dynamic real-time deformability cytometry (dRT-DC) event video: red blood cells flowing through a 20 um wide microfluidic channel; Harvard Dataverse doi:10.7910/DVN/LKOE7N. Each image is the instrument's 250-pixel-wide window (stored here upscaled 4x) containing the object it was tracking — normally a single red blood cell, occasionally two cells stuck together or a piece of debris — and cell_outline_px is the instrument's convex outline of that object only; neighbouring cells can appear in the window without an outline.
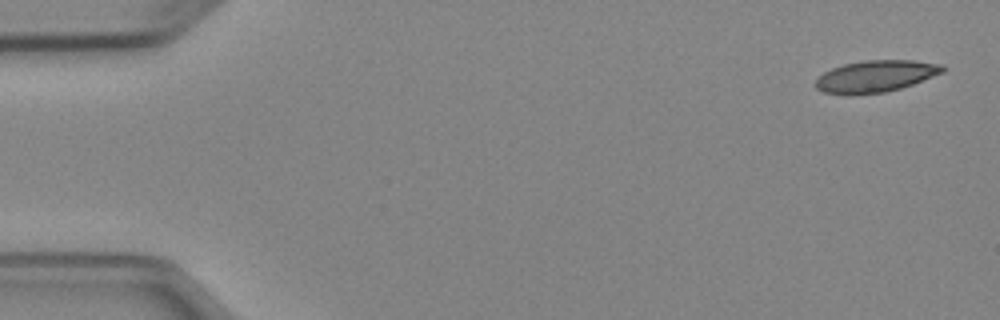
{"species": "Egyptian fruit bat (a non-hibernating species)", "species_latin": "Rousettus aegyptiacus", "temperature_condition": "cold", "stored_images_in_passage": 8, "camera_frame_rate_fps": 3000, "um_per_image_px": 0.085, "animal": {"sex": "female"}, "frame": {"image": 1, "passage_image": 1, "time_ms": 0.0, "image_size_px": [1000, 320], "cell_outline_px": [[948, 68], [944, 72], [912, 84], [900, 88], [884, 92], [824, 92], [816, 88], [812, 84], [824, 72], [832, 68], [844, 64], [864, 60], [912, 60], [944, 64]], "centroid_in_image_um": [74.5, 6.43], "position_along_channel_um": 10.5, "area_um2": 22.95}}
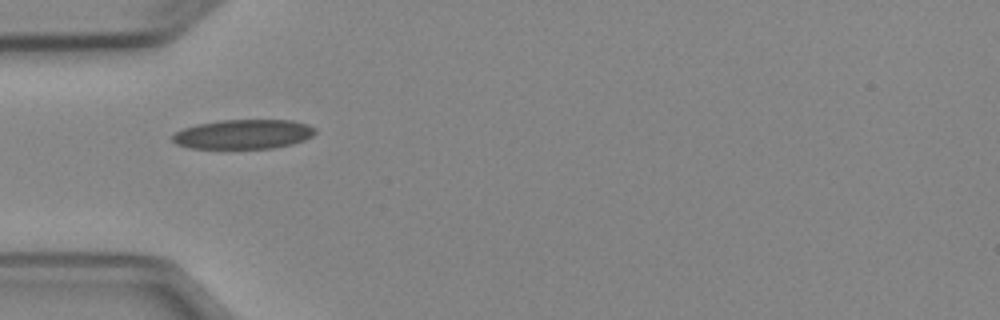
{"frame": {"image": 2, "passage_image": 5, "time_ms": 4.667, "image_size_px": [1000, 320], "cell_outline_px": [[316, 132], [312, 136], [304, 140], [292, 144], [272, 148], [188, 148], [176, 144], [172, 140], [172, 136], [176, 132], [184, 128], [196, 124], [220, 120], [292, 120], [308, 124], [316, 128]], "centroid_in_image_um": [20.7, 11.4], "position_along_channel_um": 64.3, "area_um2": 24.57}}
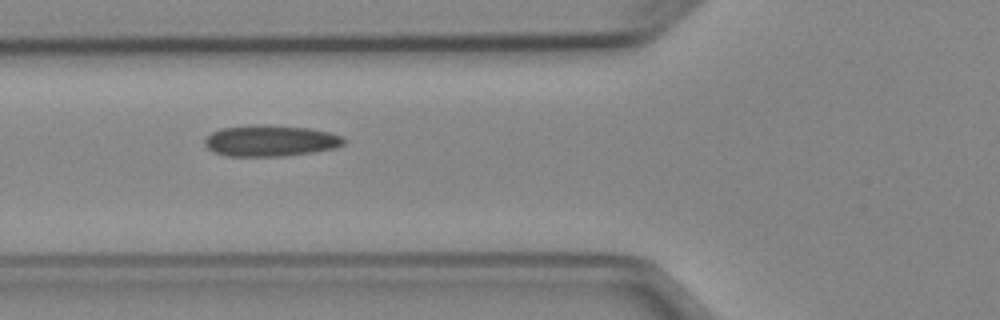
{"frame": {"image": 3, "passage_image": 6, "time_ms": 5.667, "image_size_px": [1000, 320], "cell_outline_px": [[344, 144], [336, 148], [312, 152], [284, 156], [224, 156], [212, 152], [204, 144], [204, 140], [212, 132], [220, 128], [248, 124], [264, 124], [308, 128], [328, 132], [344, 136]], "centroid_in_image_um": [22.95, 11.96], "position_along_channel_um": 102.8, "area_um2": 25.61}}